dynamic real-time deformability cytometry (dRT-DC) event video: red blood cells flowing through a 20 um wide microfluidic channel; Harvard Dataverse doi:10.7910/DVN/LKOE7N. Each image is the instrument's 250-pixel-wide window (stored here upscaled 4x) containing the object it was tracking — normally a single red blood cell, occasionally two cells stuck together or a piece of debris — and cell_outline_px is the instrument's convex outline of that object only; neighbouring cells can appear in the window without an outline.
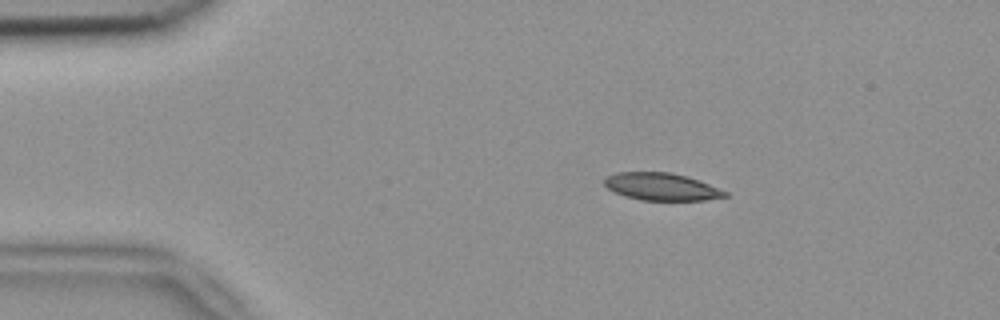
{"species": "common noctule bat (a hibernating species)", "species_latin": "Nyctalus noctula", "temperature_condition": "room temperature", "stored_images_in_passage": 44, "camera_frame_rate_fps": 3000, "um_per_image_px": 0.085, "animal": {"sex": "female", "body_mass_g": 18.4}, "frame": {"image": 1, "passage_image": 1, "time_ms": 0.0, "image_size_px": [1000, 320], "cell_outline_px": [[728, 196], [704, 200], [640, 200], [624, 196], [608, 188], [604, 184], [604, 180], [608, 176], [616, 172], [668, 172], [688, 176], [728, 192]], "centroid_in_image_um": [56.22, 15.87], "position_along_channel_um": 28.8, "area_um2": 19.13}}
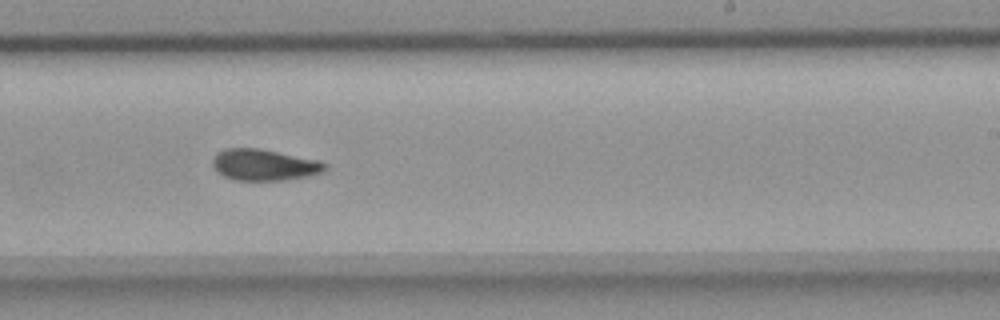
{"frame": {"image": 2, "passage_image": 24, "time_ms": 7.667, "image_size_px": [1000, 320], "cell_outline_px": [[328, 168], [324, 172], [308, 176], [284, 180], [236, 180], [224, 176], [216, 172], [212, 164], [212, 160], [216, 152], [224, 148], [256, 148], [320, 160], [328, 164]], "centroid_in_image_um": [22.46, 14.01], "position_along_channel_um": 266.5, "area_um2": 20.69}}
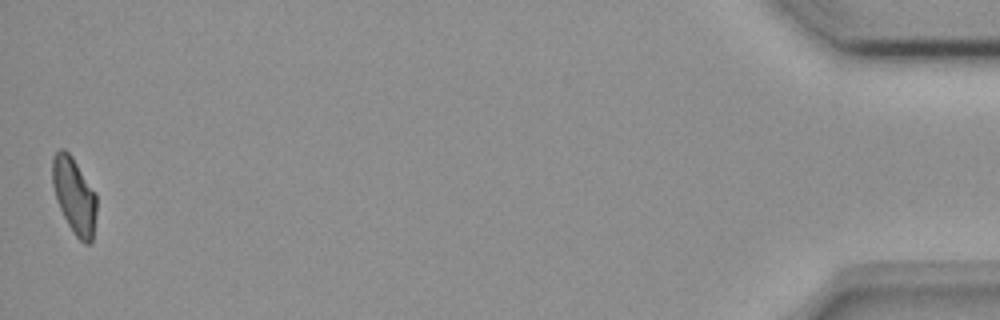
{"frame": {"image": 3, "passage_image": 44, "time_ms": 14.333, "image_size_px": [1000, 320], "cell_outline_px": [[96, 212], [92, 240], [88, 244], [84, 244], [76, 236], [68, 224], [56, 200], [52, 184], [52, 156], [60, 148], [64, 148], [72, 156], [96, 192]], "centroid_in_image_um": [6.3, 16.59], "position_along_channel_um": 428.9, "area_um2": 19.65}, "authors_computed_cell_mechanics": {"area_um2": 20.3745, "velocity_mm_per_s": 3.834, "shape_relaxation_time_tau1_ms": 5.8682, "shape_relaxation_time_tau2_ms": 5.4934, "deformation_change_tau1": 0.154, "deformation_change_tau2": 0.1129}}